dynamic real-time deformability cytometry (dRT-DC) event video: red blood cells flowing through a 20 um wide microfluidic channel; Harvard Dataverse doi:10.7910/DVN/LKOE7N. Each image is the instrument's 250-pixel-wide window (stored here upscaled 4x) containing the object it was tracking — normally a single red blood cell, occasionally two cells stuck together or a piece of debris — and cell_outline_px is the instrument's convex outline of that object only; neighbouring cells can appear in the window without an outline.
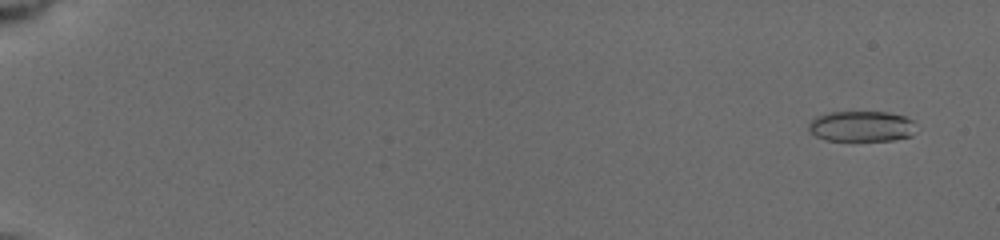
{"species": "common noctule bat (a hibernating species)", "species_latin": "Nyctalus noctula", "temperature_condition": "cold", "stored_images_in_passage": 22, "camera_frame_rate_fps": 3000, "um_per_image_px": 0.085, "animal": {"sex": "female", "body_mass_g": 19.5, "forearm_length_mm": 54.1}, "frame": {"image": 1, "passage_image": 5, "time_ms": 1.0, "image_size_px": [1000, 240], "cell_outline_px": [[912, 136], [892, 140], [828, 140], [816, 136], [808, 128], [808, 124], [816, 116], [828, 112], [888, 112], [904, 116], [912, 120]], "centroid_in_image_um": [73.19, 10.72], "position_along_channel_um": 11.8, "area_um2": 18.9}}